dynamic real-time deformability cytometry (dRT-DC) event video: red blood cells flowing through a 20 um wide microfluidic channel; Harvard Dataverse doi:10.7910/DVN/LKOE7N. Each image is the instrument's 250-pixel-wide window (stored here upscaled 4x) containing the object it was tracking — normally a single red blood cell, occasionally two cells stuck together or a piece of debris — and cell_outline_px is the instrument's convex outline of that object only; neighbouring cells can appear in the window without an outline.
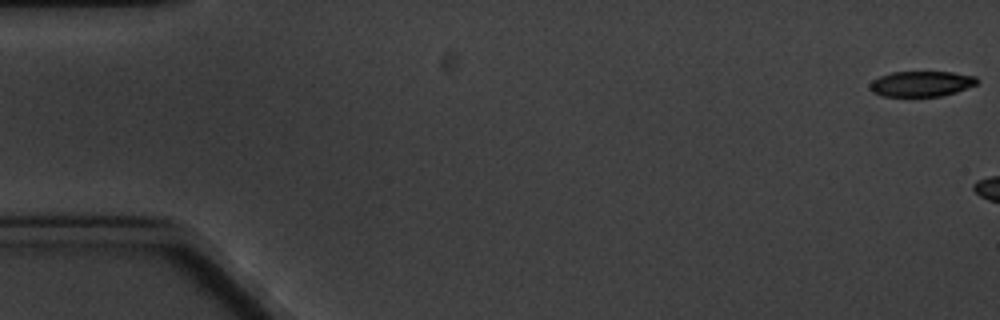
{"species": "common noctule bat (a hibernating species)", "species_latin": "Nyctalus noctula", "temperature_condition": "cold", "stored_images_in_passage": 3, "camera_frame_rate_fps": 3000, "um_per_image_px": 0.085, "animal": {"sex": "male", "body_mass_g": 20.1, "forearm_length_mm": 53.5}, "frame": {"image": 1, "passage_image": 1, "time_ms": 0.0, "image_size_px": [1000, 320], "cell_outline_px": [[980, 80], [976, 84], [956, 92], [940, 96], [880, 96], [872, 92], [868, 88], [868, 84], [872, 80], [880, 76], [892, 72], [952, 72], [976, 76]], "centroid_in_image_um": [78.28, 7.12], "position_along_channel_um": 6.7, "area_um2": 16.01}}